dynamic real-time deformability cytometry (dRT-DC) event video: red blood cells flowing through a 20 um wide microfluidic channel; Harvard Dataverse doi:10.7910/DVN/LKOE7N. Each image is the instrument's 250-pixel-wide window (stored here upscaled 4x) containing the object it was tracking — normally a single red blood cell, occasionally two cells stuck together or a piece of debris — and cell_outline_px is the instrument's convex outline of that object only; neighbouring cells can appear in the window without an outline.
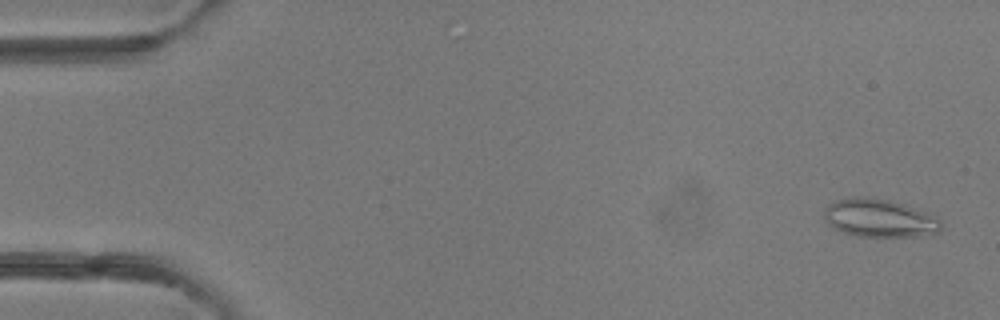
{"species": "common noctule bat (a hibernating species)", "species_latin": "Nyctalus noctula", "temperature_condition": "room temperature", "stored_images_in_passage": 5, "camera_frame_rate_fps": 3000, "um_per_image_px": 0.085, "animal": {"sex": "female"}, "frame": {"image": 1, "passage_image": 1, "time_ms": 0.0, "image_size_px": [1000, 320], "cell_outline_px": [[940, 232], [920, 236], [856, 236], [844, 232], [828, 224], [824, 220], [824, 208], [828, 204], [836, 200], [848, 196], [856, 196], [888, 200], [904, 204], [924, 212], [940, 220]], "centroid_in_image_um": [74.69, 18.53], "position_along_channel_um": 10.3, "area_um2": 25.72}}